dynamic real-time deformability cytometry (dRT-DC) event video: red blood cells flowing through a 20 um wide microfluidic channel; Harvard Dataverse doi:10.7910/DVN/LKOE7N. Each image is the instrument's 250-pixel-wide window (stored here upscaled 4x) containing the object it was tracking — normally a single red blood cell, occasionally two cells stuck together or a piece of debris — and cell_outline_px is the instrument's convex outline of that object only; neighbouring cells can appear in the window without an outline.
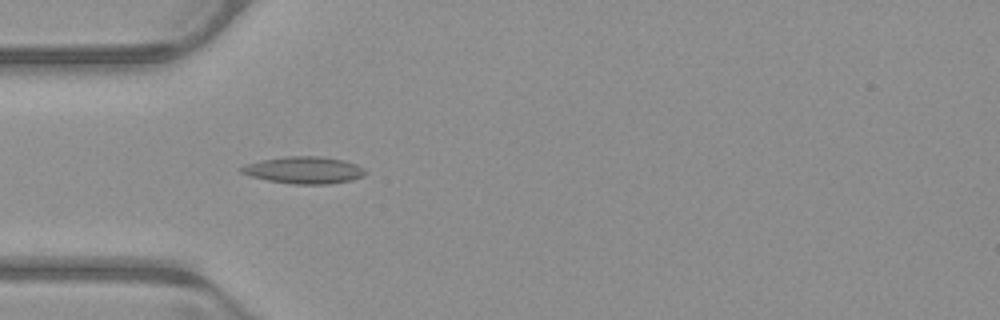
{"species": "common noctule bat (a hibernating species)", "species_latin": "Nyctalus noctula", "temperature_condition": "warm", "stored_images_in_passage": 26, "camera_frame_rate_fps": 3000, "um_per_image_px": 0.085, "animal": {"sex": "male", "body_mass_g": 23.1, "forearm_length_mm": 52.7}, "frame": {"image": 1, "passage_image": 4, "time_ms": 1.0, "image_size_px": [1000, 320], "cell_outline_px": [[368, 172], [364, 176], [352, 180], [328, 184], [292, 184], [268, 180], [252, 176], [240, 172], [240, 168], [248, 164], [264, 160], [284, 156], [320, 156], [344, 160], [356, 164], [364, 168]], "centroid_in_image_um": [25.91, 14.46], "position_along_channel_um": 59.1, "area_um2": 19.42}}
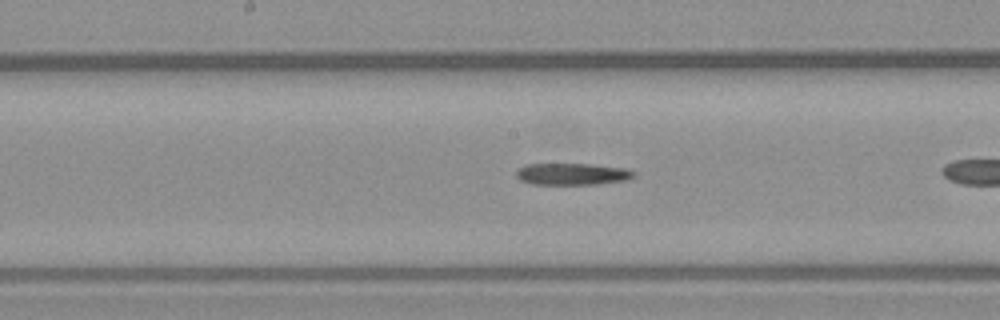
{"frame": {"image": 2, "passage_image": 12, "time_ms": 3.667, "image_size_px": [1000, 320], "cell_outline_px": [[636, 176], [628, 180], [596, 184], [532, 184], [520, 180], [516, 176], [516, 172], [520, 168], [528, 164], [588, 164], [624, 168], [636, 172]], "centroid_in_image_um": [48.67, 14.8], "position_along_channel_um": 199.5, "area_um2": 14.85}}
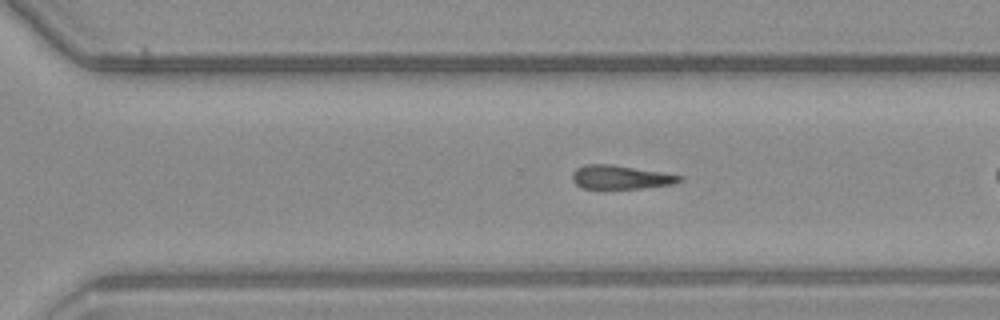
{"frame": {"image": 3, "passage_image": 21, "time_ms": 6.667, "image_size_px": [1000, 320], "cell_outline_px": [[684, 180], [676, 184], [640, 188], [580, 188], [572, 180], [572, 172], [576, 168], [584, 164], [612, 164], [684, 176]], "centroid_in_image_um": [52.76, 15.06], "position_along_channel_um": 317.8, "area_um2": 14.91}}